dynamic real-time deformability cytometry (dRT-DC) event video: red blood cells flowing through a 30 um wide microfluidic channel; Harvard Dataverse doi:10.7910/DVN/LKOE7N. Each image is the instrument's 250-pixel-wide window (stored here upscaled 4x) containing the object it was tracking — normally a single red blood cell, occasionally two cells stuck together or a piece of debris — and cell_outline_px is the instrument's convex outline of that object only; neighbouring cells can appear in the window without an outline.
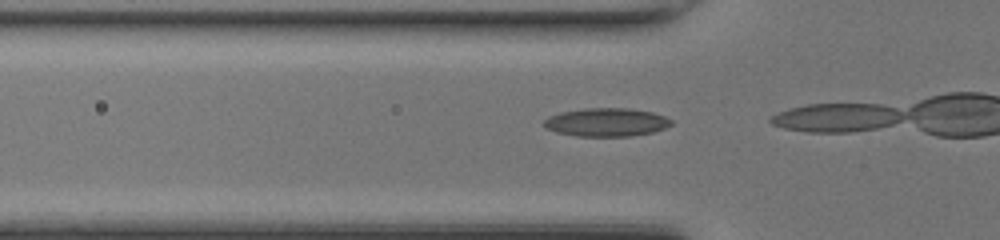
{"species": "common noctule bat (a hibernating species)", "species_latin": "Nyctalus noctula", "temperature_condition": "room temperature", "stored_images_in_passage": 14, "camera_frame_rate_fps": 3000, "um_per_image_px": 0.085, "animal": {"sex": "female", "body_mass_g": 17.0, "forearm_length_mm": 48.0}, "frame": {"image": 1, "passage_image": 12, "time_ms": 3.667, "image_size_px": [1000, 240], "cell_outline_px": [[672, 124], [664, 128], [652, 132], [628, 136], [576, 136], [556, 132], [544, 128], [544, 120], [548, 116], [560, 112], [584, 108], [628, 108], [652, 112], [664, 116], [672, 120]], "centroid_in_image_um": [51.5, 10.38], "position_along_channel_um": 74.3, "area_um2": 21.04}}